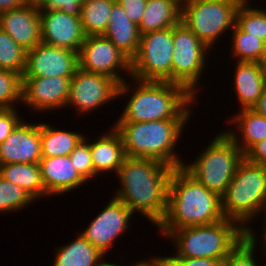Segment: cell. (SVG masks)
Returning <instances> with one entry per match:
<instances>
[{
	"mask_svg": "<svg viewBox=\"0 0 266 266\" xmlns=\"http://www.w3.org/2000/svg\"><path fill=\"white\" fill-rule=\"evenodd\" d=\"M150 260H143V261H137L136 263L134 262L132 266H152L155 262V256L154 257H150ZM98 266H121L118 265L117 263H107V262H99Z\"/></svg>",
	"mask_w": 266,
	"mask_h": 266,
	"instance_id": "43",
	"label": "cell"
},
{
	"mask_svg": "<svg viewBox=\"0 0 266 266\" xmlns=\"http://www.w3.org/2000/svg\"><path fill=\"white\" fill-rule=\"evenodd\" d=\"M132 214L134 213L121 200L113 196L81 235L106 255L119 235L129 230Z\"/></svg>",
	"mask_w": 266,
	"mask_h": 266,
	"instance_id": "13",
	"label": "cell"
},
{
	"mask_svg": "<svg viewBox=\"0 0 266 266\" xmlns=\"http://www.w3.org/2000/svg\"><path fill=\"white\" fill-rule=\"evenodd\" d=\"M0 176L23 188L35 200H40L43 196L49 197L42 183L39 164L11 163L0 165Z\"/></svg>",
	"mask_w": 266,
	"mask_h": 266,
	"instance_id": "26",
	"label": "cell"
},
{
	"mask_svg": "<svg viewBox=\"0 0 266 266\" xmlns=\"http://www.w3.org/2000/svg\"><path fill=\"white\" fill-rule=\"evenodd\" d=\"M22 75L0 69V109L16 108L22 103Z\"/></svg>",
	"mask_w": 266,
	"mask_h": 266,
	"instance_id": "34",
	"label": "cell"
},
{
	"mask_svg": "<svg viewBox=\"0 0 266 266\" xmlns=\"http://www.w3.org/2000/svg\"><path fill=\"white\" fill-rule=\"evenodd\" d=\"M126 11V15L137 26H139L147 0H116Z\"/></svg>",
	"mask_w": 266,
	"mask_h": 266,
	"instance_id": "39",
	"label": "cell"
},
{
	"mask_svg": "<svg viewBox=\"0 0 266 266\" xmlns=\"http://www.w3.org/2000/svg\"><path fill=\"white\" fill-rule=\"evenodd\" d=\"M244 156L249 162L266 167V138L255 144Z\"/></svg>",
	"mask_w": 266,
	"mask_h": 266,
	"instance_id": "40",
	"label": "cell"
},
{
	"mask_svg": "<svg viewBox=\"0 0 266 266\" xmlns=\"http://www.w3.org/2000/svg\"><path fill=\"white\" fill-rule=\"evenodd\" d=\"M173 27L140 35L139 48L131 59V78L172 82Z\"/></svg>",
	"mask_w": 266,
	"mask_h": 266,
	"instance_id": "9",
	"label": "cell"
},
{
	"mask_svg": "<svg viewBox=\"0 0 266 266\" xmlns=\"http://www.w3.org/2000/svg\"><path fill=\"white\" fill-rule=\"evenodd\" d=\"M115 2L116 0H86L82 4L80 20L86 36L104 35Z\"/></svg>",
	"mask_w": 266,
	"mask_h": 266,
	"instance_id": "28",
	"label": "cell"
},
{
	"mask_svg": "<svg viewBox=\"0 0 266 266\" xmlns=\"http://www.w3.org/2000/svg\"><path fill=\"white\" fill-rule=\"evenodd\" d=\"M261 213H263L264 215V223H263V229H262V231H263V235H261V238L264 240L263 242H260V244L262 243V245L264 246H262V249L263 248H265L264 249V251H265V254H266V208L263 210V211H261Z\"/></svg>",
	"mask_w": 266,
	"mask_h": 266,
	"instance_id": "44",
	"label": "cell"
},
{
	"mask_svg": "<svg viewBox=\"0 0 266 266\" xmlns=\"http://www.w3.org/2000/svg\"><path fill=\"white\" fill-rule=\"evenodd\" d=\"M182 0H147L141 22L140 35L171 28L181 22Z\"/></svg>",
	"mask_w": 266,
	"mask_h": 266,
	"instance_id": "24",
	"label": "cell"
},
{
	"mask_svg": "<svg viewBox=\"0 0 266 266\" xmlns=\"http://www.w3.org/2000/svg\"><path fill=\"white\" fill-rule=\"evenodd\" d=\"M174 168L151 158L125 157L117 178L120 188L115 198L133 213L138 211L158 226L167 211L170 175Z\"/></svg>",
	"mask_w": 266,
	"mask_h": 266,
	"instance_id": "1",
	"label": "cell"
},
{
	"mask_svg": "<svg viewBox=\"0 0 266 266\" xmlns=\"http://www.w3.org/2000/svg\"><path fill=\"white\" fill-rule=\"evenodd\" d=\"M176 253L169 257L208 258L223 261L245 238V230L234 220L183 227L168 236Z\"/></svg>",
	"mask_w": 266,
	"mask_h": 266,
	"instance_id": "5",
	"label": "cell"
},
{
	"mask_svg": "<svg viewBox=\"0 0 266 266\" xmlns=\"http://www.w3.org/2000/svg\"><path fill=\"white\" fill-rule=\"evenodd\" d=\"M35 201L23 188L0 176V212H21V209Z\"/></svg>",
	"mask_w": 266,
	"mask_h": 266,
	"instance_id": "32",
	"label": "cell"
},
{
	"mask_svg": "<svg viewBox=\"0 0 266 266\" xmlns=\"http://www.w3.org/2000/svg\"><path fill=\"white\" fill-rule=\"evenodd\" d=\"M244 0H182L181 22L210 49L233 29Z\"/></svg>",
	"mask_w": 266,
	"mask_h": 266,
	"instance_id": "8",
	"label": "cell"
},
{
	"mask_svg": "<svg viewBox=\"0 0 266 266\" xmlns=\"http://www.w3.org/2000/svg\"><path fill=\"white\" fill-rule=\"evenodd\" d=\"M248 1L250 0H244L238 8L236 25L266 43V10L249 7L251 2Z\"/></svg>",
	"mask_w": 266,
	"mask_h": 266,
	"instance_id": "30",
	"label": "cell"
},
{
	"mask_svg": "<svg viewBox=\"0 0 266 266\" xmlns=\"http://www.w3.org/2000/svg\"><path fill=\"white\" fill-rule=\"evenodd\" d=\"M234 90L242 109H252L266 86V79L258 62L235 63Z\"/></svg>",
	"mask_w": 266,
	"mask_h": 266,
	"instance_id": "21",
	"label": "cell"
},
{
	"mask_svg": "<svg viewBox=\"0 0 266 266\" xmlns=\"http://www.w3.org/2000/svg\"><path fill=\"white\" fill-rule=\"evenodd\" d=\"M259 64H260L263 76L266 79V49H265V52L263 53V56H262Z\"/></svg>",
	"mask_w": 266,
	"mask_h": 266,
	"instance_id": "45",
	"label": "cell"
},
{
	"mask_svg": "<svg viewBox=\"0 0 266 266\" xmlns=\"http://www.w3.org/2000/svg\"><path fill=\"white\" fill-rule=\"evenodd\" d=\"M78 68V52L41 42L26 51V66L22 77L72 78Z\"/></svg>",
	"mask_w": 266,
	"mask_h": 266,
	"instance_id": "14",
	"label": "cell"
},
{
	"mask_svg": "<svg viewBox=\"0 0 266 266\" xmlns=\"http://www.w3.org/2000/svg\"><path fill=\"white\" fill-rule=\"evenodd\" d=\"M254 232L250 226L245 229V238L222 261V266H260L256 264V257L254 256L258 242L257 234Z\"/></svg>",
	"mask_w": 266,
	"mask_h": 266,
	"instance_id": "33",
	"label": "cell"
},
{
	"mask_svg": "<svg viewBox=\"0 0 266 266\" xmlns=\"http://www.w3.org/2000/svg\"><path fill=\"white\" fill-rule=\"evenodd\" d=\"M70 79L67 77H23L22 103L34 113L66 108ZM34 109V110H33ZM51 110V111H49Z\"/></svg>",
	"mask_w": 266,
	"mask_h": 266,
	"instance_id": "15",
	"label": "cell"
},
{
	"mask_svg": "<svg viewBox=\"0 0 266 266\" xmlns=\"http://www.w3.org/2000/svg\"><path fill=\"white\" fill-rule=\"evenodd\" d=\"M25 66L26 50L0 29V69L17 72L23 76Z\"/></svg>",
	"mask_w": 266,
	"mask_h": 266,
	"instance_id": "31",
	"label": "cell"
},
{
	"mask_svg": "<svg viewBox=\"0 0 266 266\" xmlns=\"http://www.w3.org/2000/svg\"><path fill=\"white\" fill-rule=\"evenodd\" d=\"M85 136L41 123L42 158L68 156Z\"/></svg>",
	"mask_w": 266,
	"mask_h": 266,
	"instance_id": "27",
	"label": "cell"
},
{
	"mask_svg": "<svg viewBox=\"0 0 266 266\" xmlns=\"http://www.w3.org/2000/svg\"><path fill=\"white\" fill-rule=\"evenodd\" d=\"M75 170L86 180L95 177L94 166L90 152V142L84 137L69 155Z\"/></svg>",
	"mask_w": 266,
	"mask_h": 266,
	"instance_id": "35",
	"label": "cell"
},
{
	"mask_svg": "<svg viewBox=\"0 0 266 266\" xmlns=\"http://www.w3.org/2000/svg\"><path fill=\"white\" fill-rule=\"evenodd\" d=\"M160 266H222L221 260L208 258H182V257H161L155 256Z\"/></svg>",
	"mask_w": 266,
	"mask_h": 266,
	"instance_id": "37",
	"label": "cell"
},
{
	"mask_svg": "<svg viewBox=\"0 0 266 266\" xmlns=\"http://www.w3.org/2000/svg\"><path fill=\"white\" fill-rule=\"evenodd\" d=\"M239 112L234 114L228 122L232 123L230 125L235 124L238 131L230 128L231 130H225V132L245 155L255 144L266 138V118L253 109H242Z\"/></svg>",
	"mask_w": 266,
	"mask_h": 266,
	"instance_id": "23",
	"label": "cell"
},
{
	"mask_svg": "<svg viewBox=\"0 0 266 266\" xmlns=\"http://www.w3.org/2000/svg\"><path fill=\"white\" fill-rule=\"evenodd\" d=\"M173 46L172 83L184 86L196 97L210 48L182 22L173 26Z\"/></svg>",
	"mask_w": 266,
	"mask_h": 266,
	"instance_id": "10",
	"label": "cell"
},
{
	"mask_svg": "<svg viewBox=\"0 0 266 266\" xmlns=\"http://www.w3.org/2000/svg\"><path fill=\"white\" fill-rule=\"evenodd\" d=\"M244 154L224 131L215 136L192 163L183 168L209 191L224 195Z\"/></svg>",
	"mask_w": 266,
	"mask_h": 266,
	"instance_id": "7",
	"label": "cell"
},
{
	"mask_svg": "<svg viewBox=\"0 0 266 266\" xmlns=\"http://www.w3.org/2000/svg\"><path fill=\"white\" fill-rule=\"evenodd\" d=\"M79 68L109 76L119 85L126 79L120 71L131 77V60L106 36H86L78 52Z\"/></svg>",
	"mask_w": 266,
	"mask_h": 266,
	"instance_id": "11",
	"label": "cell"
},
{
	"mask_svg": "<svg viewBox=\"0 0 266 266\" xmlns=\"http://www.w3.org/2000/svg\"><path fill=\"white\" fill-rule=\"evenodd\" d=\"M225 219L221 197L209 191L183 167L170 175L167 211L157 226L167 236L183 227L209 225Z\"/></svg>",
	"mask_w": 266,
	"mask_h": 266,
	"instance_id": "2",
	"label": "cell"
},
{
	"mask_svg": "<svg viewBox=\"0 0 266 266\" xmlns=\"http://www.w3.org/2000/svg\"><path fill=\"white\" fill-rule=\"evenodd\" d=\"M231 51L238 61L260 62L266 49V43L250 33L242 31L237 25L231 30Z\"/></svg>",
	"mask_w": 266,
	"mask_h": 266,
	"instance_id": "29",
	"label": "cell"
},
{
	"mask_svg": "<svg viewBox=\"0 0 266 266\" xmlns=\"http://www.w3.org/2000/svg\"><path fill=\"white\" fill-rule=\"evenodd\" d=\"M30 0H0V13L23 7Z\"/></svg>",
	"mask_w": 266,
	"mask_h": 266,
	"instance_id": "41",
	"label": "cell"
},
{
	"mask_svg": "<svg viewBox=\"0 0 266 266\" xmlns=\"http://www.w3.org/2000/svg\"><path fill=\"white\" fill-rule=\"evenodd\" d=\"M0 29L29 51L42 42L40 9L34 0L23 7L0 13Z\"/></svg>",
	"mask_w": 266,
	"mask_h": 266,
	"instance_id": "18",
	"label": "cell"
},
{
	"mask_svg": "<svg viewBox=\"0 0 266 266\" xmlns=\"http://www.w3.org/2000/svg\"><path fill=\"white\" fill-rule=\"evenodd\" d=\"M40 21L42 43L79 52L86 37L80 17L40 9Z\"/></svg>",
	"mask_w": 266,
	"mask_h": 266,
	"instance_id": "17",
	"label": "cell"
},
{
	"mask_svg": "<svg viewBox=\"0 0 266 266\" xmlns=\"http://www.w3.org/2000/svg\"><path fill=\"white\" fill-rule=\"evenodd\" d=\"M41 159V123L31 124L22 119L0 144V165L39 164Z\"/></svg>",
	"mask_w": 266,
	"mask_h": 266,
	"instance_id": "16",
	"label": "cell"
},
{
	"mask_svg": "<svg viewBox=\"0 0 266 266\" xmlns=\"http://www.w3.org/2000/svg\"><path fill=\"white\" fill-rule=\"evenodd\" d=\"M52 266H98L105 255L81 234L69 244L56 249Z\"/></svg>",
	"mask_w": 266,
	"mask_h": 266,
	"instance_id": "25",
	"label": "cell"
},
{
	"mask_svg": "<svg viewBox=\"0 0 266 266\" xmlns=\"http://www.w3.org/2000/svg\"><path fill=\"white\" fill-rule=\"evenodd\" d=\"M21 120L16 108L0 109V144L6 140Z\"/></svg>",
	"mask_w": 266,
	"mask_h": 266,
	"instance_id": "38",
	"label": "cell"
},
{
	"mask_svg": "<svg viewBox=\"0 0 266 266\" xmlns=\"http://www.w3.org/2000/svg\"><path fill=\"white\" fill-rule=\"evenodd\" d=\"M221 200L224 217L245 230L266 208V167L244 157Z\"/></svg>",
	"mask_w": 266,
	"mask_h": 266,
	"instance_id": "6",
	"label": "cell"
},
{
	"mask_svg": "<svg viewBox=\"0 0 266 266\" xmlns=\"http://www.w3.org/2000/svg\"><path fill=\"white\" fill-rule=\"evenodd\" d=\"M152 266H160L157 262H155Z\"/></svg>",
	"mask_w": 266,
	"mask_h": 266,
	"instance_id": "46",
	"label": "cell"
},
{
	"mask_svg": "<svg viewBox=\"0 0 266 266\" xmlns=\"http://www.w3.org/2000/svg\"><path fill=\"white\" fill-rule=\"evenodd\" d=\"M109 18L104 36L131 60L139 48L138 26L129 19L126 11L117 1L113 4Z\"/></svg>",
	"mask_w": 266,
	"mask_h": 266,
	"instance_id": "22",
	"label": "cell"
},
{
	"mask_svg": "<svg viewBox=\"0 0 266 266\" xmlns=\"http://www.w3.org/2000/svg\"><path fill=\"white\" fill-rule=\"evenodd\" d=\"M252 109L266 118V86L264 87L263 93L259 97L258 102Z\"/></svg>",
	"mask_w": 266,
	"mask_h": 266,
	"instance_id": "42",
	"label": "cell"
},
{
	"mask_svg": "<svg viewBox=\"0 0 266 266\" xmlns=\"http://www.w3.org/2000/svg\"><path fill=\"white\" fill-rule=\"evenodd\" d=\"M39 9L61 10L68 15L81 16L82 4L86 0H34Z\"/></svg>",
	"mask_w": 266,
	"mask_h": 266,
	"instance_id": "36",
	"label": "cell"
},
{
	"mask_svg": "<svg viewBox=\"0 0 266 266\" xmlns=\"http://www.w3.org/2000/svg\"><path fill=\"white\" fill-rule=\"evenodd\" d=\"M119 84L109 76L98 73L87 72L80 68L70 79L69 98L66 107L78 112L87 114L104 104H109L117 99Z\"/></svg>",
	"mask_w": 266,
	"mask_h": 266,
	"instance_id": "12",
	"label": "cell"
},
{
	"mask_svg": "<svg viewBox=\"0 0 266 266\" xmlns=\"http://www.w3.org/2000/svg\"><path fill=\"white\" fill-rule=\"evenodd\" d=\"M188 120L114 122L113 126L122 137L127 157L151 158L172 168H178L183 167L185 162L174 149Z\"/></svg>",
	"mask_w": 266,
	"mask_h": 266,
	"instance_id": "4",
	"label": "cell"
},
{
	"mask_svg": "<svg viewBox=\"0 0 266 266\" xmlns=\"http://www.w3.org/2000/svg\"><path fill=\"white\" fill-rule=\"evenodd\" d=\"M39 167L45 191L50 196L73 191L87 182L75 170L69 155L42 158Z\"/></svg>",
	"mask_w": 266,
	"mask_h": 266,
	"instance_id": "19",
	"label": "cell"
},
{
	"mask_svg": "<svg viewBox=\"0 0 266 266\" xmlns=\"http://www.w3.org/2000/svg\"><path fill=\"white\" fill-rule=\"evenodd\" d=\"M106 132L102 136H98V140L95 139L90 143L95 177L103 172L117 174L126 157L120 133L114 126Z\"/></svg>",
	"mask_w": 266,
	"mask_h": 266,
	"instance_id": "20",
	"label": "cell"
},
{
	"mask_svg": "<svg viewBox=\"0 0 266 266\" xmlns=\"http://www.w3.org/2000/svg\"><path fill=\"white\" fill-rule=\"evenodd\" d=\"M131 80L135 85L125 80L118 86L117 97L129 96L130 93L132 95L116 122H148L191 117L193 112L190 105L197 100L184 86L167 81H141L130 78Z\"/></svg>",
	"mask_w": 266,
	"mask_h": 266,
	"instance_id": "3",
	"label": "cell"
}]
</instances>
